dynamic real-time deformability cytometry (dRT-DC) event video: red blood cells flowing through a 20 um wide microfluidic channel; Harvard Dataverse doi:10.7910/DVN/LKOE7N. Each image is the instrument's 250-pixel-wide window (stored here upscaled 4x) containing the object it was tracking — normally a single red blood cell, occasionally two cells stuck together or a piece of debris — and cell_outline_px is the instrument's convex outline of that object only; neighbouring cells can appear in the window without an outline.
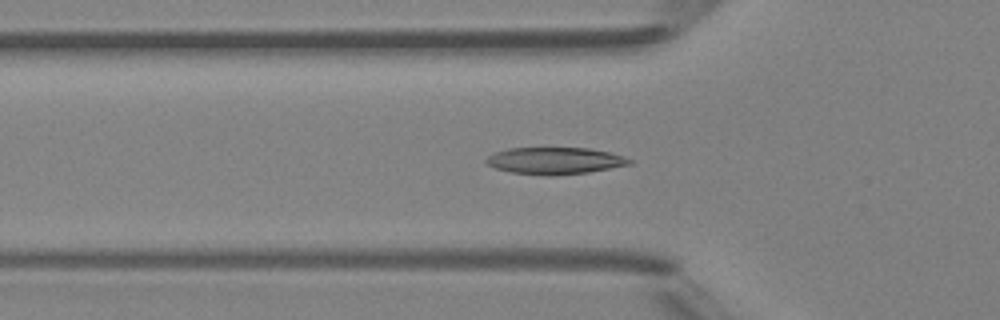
{"species": "Egyptian fruit bat (a non-hibernating species)", "species_latin": "Rousettus aegyptiacus", "temperature_condition": "room temperature", "stored_images_in_passage": 38, "camera_frame_rate_fps": 3000, "um_per_image_px": 0.085, "animal": {"sex": "female"}, "frame": {"image": 1, "passage_image": 10, "time_ms": 3.0, "image_size_px": [1000, 320], "cell_outline_px": [[616, 164], [600, 168], [576, 172], [524, 172], [508, 168], [524, 148], [576, 148], [600, 152], [608, 156]], "centroid_in_image_um": [47.57, 13.63], "position_along_channel_um": 78.2, "area_um2": 14.91}}
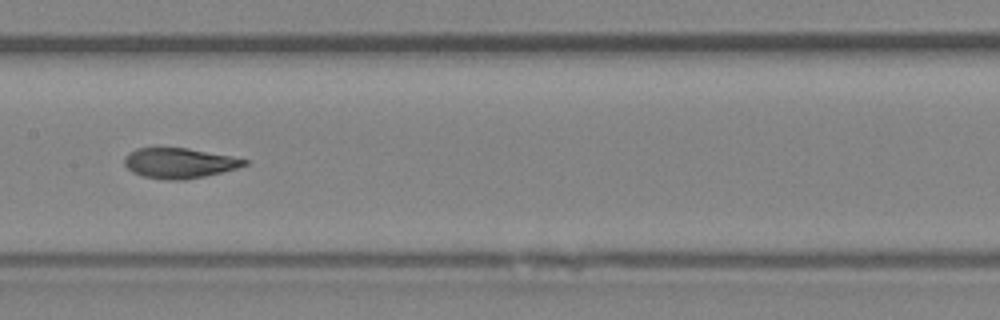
{"frame": {"image": 2, "passage_image": 18, "time_ms": 5.667, "image_size_px": [1000, 320], "cell_outline_px": [[244, 160], [240, 164], [228, 168], [212, 172], [192, 176], [156, 176], [140, 172], [136, 168], [152, 148], [176, 148]], "centroid_in_image_um": [15.57, 13.83], "position_along_channel_um": 191.8, "area_um2": 15.09}}
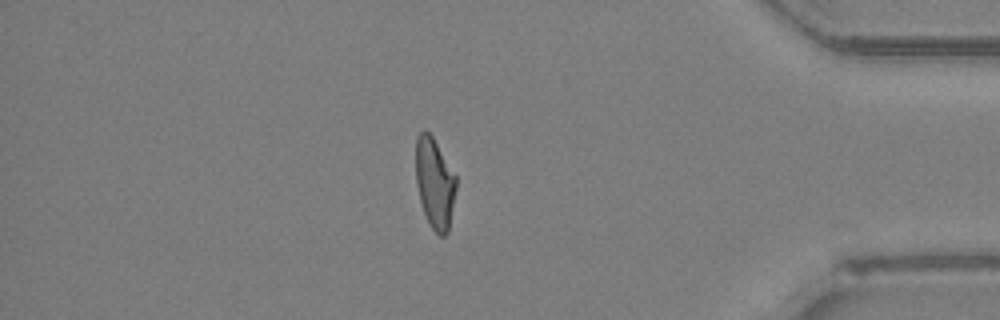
{"frame": {"image": 3, "passage_image": 35, "time_ms": 11.333, "image_size_px": [1000, 320], "cell_outline_px": [[456, 180], [448, 224], [444, 232], [432, 224], [428, 216], [420, 192], [416, 168], [416, 148], [428, 136], [432, 140]], "centroid_in_image_um": [36.96, 15.59], "position_along_channel_um": 398.2, "area_um2": 17.34}}